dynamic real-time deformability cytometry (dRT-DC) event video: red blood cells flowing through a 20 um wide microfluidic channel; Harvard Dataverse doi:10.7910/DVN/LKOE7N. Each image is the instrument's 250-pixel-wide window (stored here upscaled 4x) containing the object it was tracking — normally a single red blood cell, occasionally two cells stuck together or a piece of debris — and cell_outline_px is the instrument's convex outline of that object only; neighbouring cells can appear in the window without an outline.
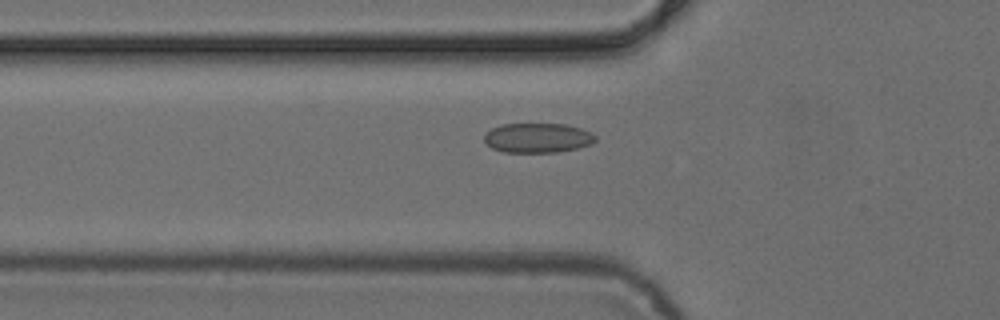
{"species": "common noctule bat (a hibernating species)", "species_latin": "Nyctalus noctula", "temperature_condition": "cold", "stored_images_in_passage": 54, "camera_frame_rate_fps": 3000, "um_per_image_px": 0.085, "animal": {"sex": "female", "body_mass_g": 24.6, "forearm_length_mm": 56.2}, "frame": {"image": 1, "passage_image": 19, "time_ms": 6.0, "image_size_px": [1000, 320], "cell_outline_px": [[596, 140], [592, 144], [560, 152], [504, 152], [492, 148], [484, 140], [484, 136], [492, 128], [500, 124], [564, 124], [580, 128], [592, 132], [596, 136]], "centroid_in_image_um": [45.72, 11.72], "position_along_channel_um": 80.1, "area_um2": 19.19}}
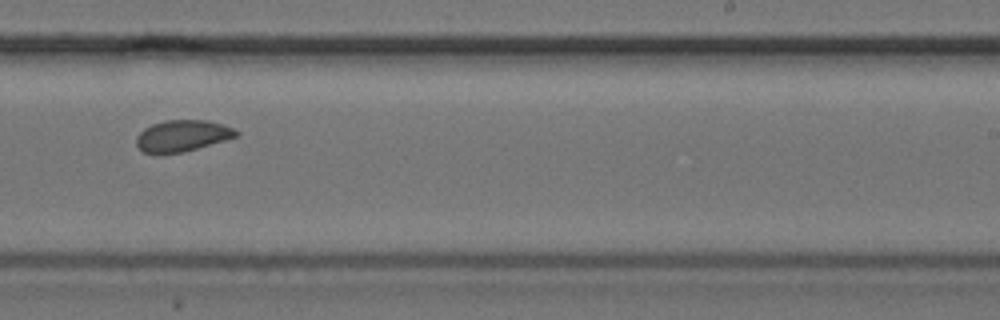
{"frame": {"image": 2, "passage_image": 34, "time_ms": 11.0, "image_size_px": [1000, 320], "cell_outline_px": [[240, 136], [184, 152], [160, 156], [156, 156], [144, 152], [136, 144], [136, 136], [144, 128], [152, 124], [164, 120], [208, 120], [236, 128], [240, 132]], "centroid_in_image_um": [15.5, 11.57], "position_along_channel_um": 273.5, "area_um2": 18.9}}
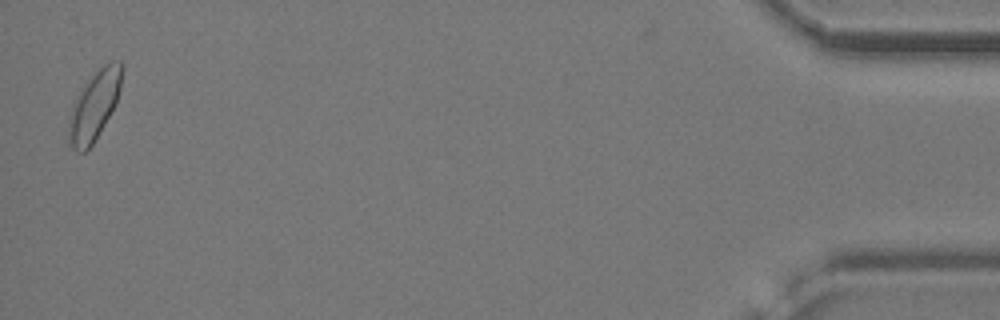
{"frame": {"image": 3, "passage_image": 53, "time_ms": 17.333, "image_size_px": [1000, 320], "cell_outline_px": [[124, 68], [120, 88], [116, 104], [92, 144], [84, 152], [76, 152], [72, 148], [68, 140], [68, 116], [72, 104], [76, 96], [88, 80], [104, 64], [112, 60], [120, 60], [124, 64]], "centroid_in_image_um": [8.01, 8.95], "position_along_channel_um": 427.2, "area_um2": 21.5}, "authors_computed_cell_mechanics": {"area_um2": 19.1029, "velocity_mm_per_s": 3.859, "shape_relaxation_time_tau1_ms": null, "shape_relaxation_time_tau2_ms": 2.7334, "deformation_change_tau1": null, "deformation_change_tau2": 0.052}}